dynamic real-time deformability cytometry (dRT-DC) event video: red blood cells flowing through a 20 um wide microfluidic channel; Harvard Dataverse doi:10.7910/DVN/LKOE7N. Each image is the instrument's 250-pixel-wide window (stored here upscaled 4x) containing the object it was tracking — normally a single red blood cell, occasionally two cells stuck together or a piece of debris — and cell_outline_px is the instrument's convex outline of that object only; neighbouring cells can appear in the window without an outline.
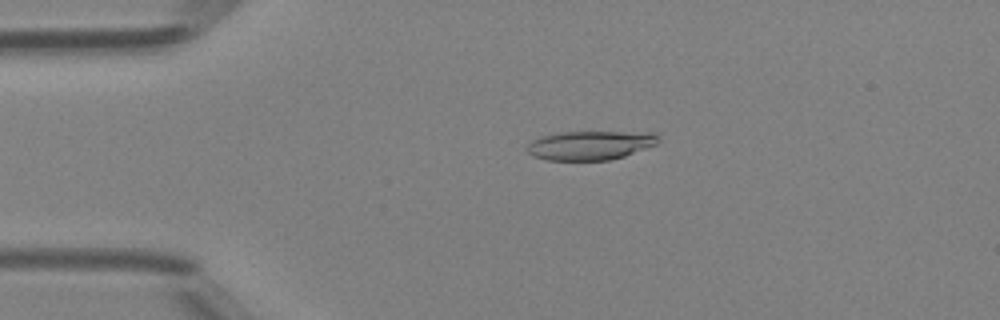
{"species": "Egyptian fruit bat (a non-hibernating species)", "species_latin": "Rousettus aegyptiacus", "temperature_condition": "room temperature", "stored_images_in_passage": 39, "camera_frame_rate_fps": 3000, "um_per_image_px": 0.085, "animal": {"sex": "female"}, "frame": {"image": 1, "passage_image": 1, "time_ms": 0.0, "image_size_px": [1000, 320], "cell_outline_px": [[660, 140], [656, 144], [624, 156], [608, 160], [548, 160], [532, 156], [528, 152], [528, 144], [532, 140], [540, 136], [560, 132], [656, 132], [660, 136]], "centroid_in_image_um": [50.19, 12.34], "position_along_channel_um": 34.8, "area_um2": 22.25}}
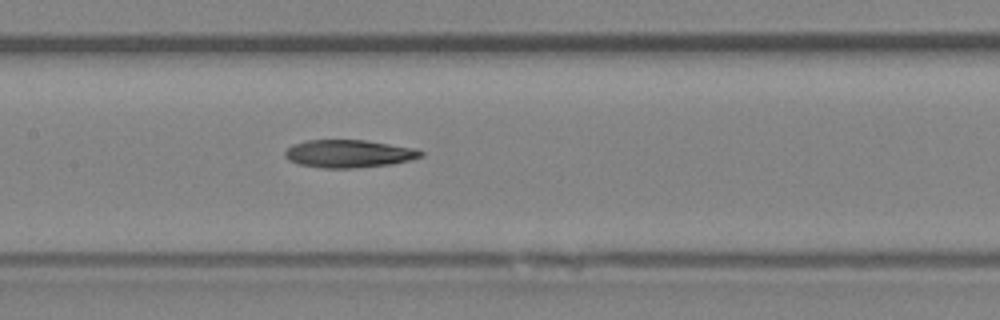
{"frame": {"image": 2, "passage_image": 14, "time_ms": 4.333, "image_size_px": [1000, 320], "cell_outline_px": [[424, 156], [392, 164], [356, 168], [320, 168], [296, 164], [288, 160], [284, 156], [284, 152], [292, 144], [308, 140], [364, 140], [412, 148], [424, 152]], "centroid_in_image_um": [29.59, 13.07], "position_along_channel_um": 177.8, "area_um2": 22.02}}
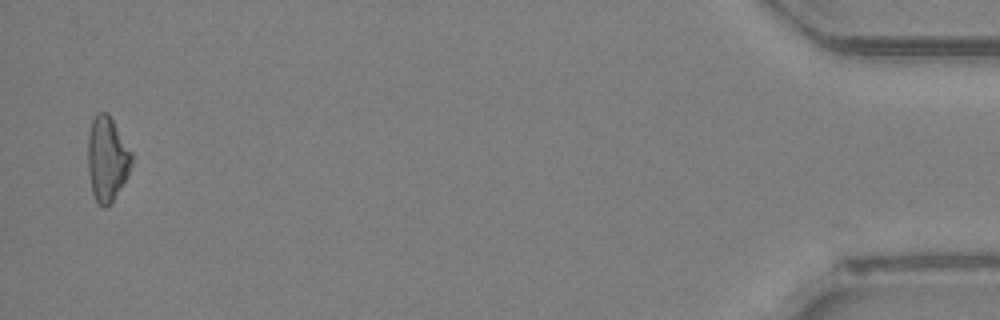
{"frame": {"image": 3, "passage_image": 38, "time_ms": 12.333, "image_size_px": [1000, 320], "cell_outline_px": [[132, 164], [112, 204], [104, 208], [96, 200], [92, 192], [88, 172], [88, 136], [92, 120], [96, 112], [108, 112], [132, 152]], "centroid_in_image_um": [9.09, 13.49], "position_along_channel_um": 426.1, "area_um2": 21.56}, "authors_computed_cell_mechanics": {"area_um2": 21.8484, "velocity_mm_per_s": 4.2393, "shape_relaxation_time_tau1_ms": null, "shape_relaxation_time_tau2_ms": 5.1064, "deformation_change_tau1": null, "deformation_change_tau2": 0.1616}}